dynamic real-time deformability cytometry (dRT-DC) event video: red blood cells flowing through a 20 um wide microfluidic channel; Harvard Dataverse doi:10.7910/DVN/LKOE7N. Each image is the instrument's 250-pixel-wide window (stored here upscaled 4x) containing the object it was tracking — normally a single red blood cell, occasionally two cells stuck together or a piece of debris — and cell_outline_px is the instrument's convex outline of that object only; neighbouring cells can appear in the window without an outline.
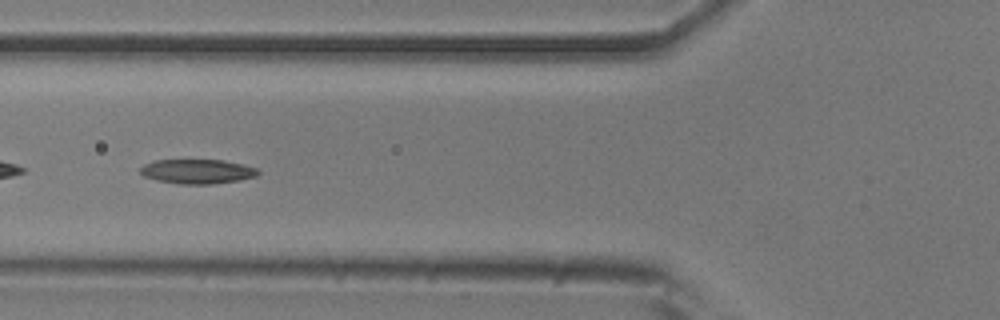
{"species": "common noctule bat (a hibernating species)", "species_latin": "Nyctalus noctula", "temperature_condition": "room temperature", "stored_images_in_passage": 52, "camera_frame_rate_fps": 3000, "um_per_image_px": 0.085, "animal": {"sex": "male", "body_mass_g": 20.5, "forearm_length_mm": 52.5}, "frame": {"image": 1, "passage_image": 19, "time_ms": 6.0, "image_size_px": [1000, 320], "cell_outline_px": [[260, 172], [256, 176], [236, 180], [212, 184], [180, 184], [156, 180], [144, 176], [140, 172], [140, 168], [144, 164], [156, 160], [224, 160], [244, 164], [256, 168]], "centroid_in_image_um": [16.76, 14.57], "position_along_channel_um": 109.0, "area_um2": 16.7}}
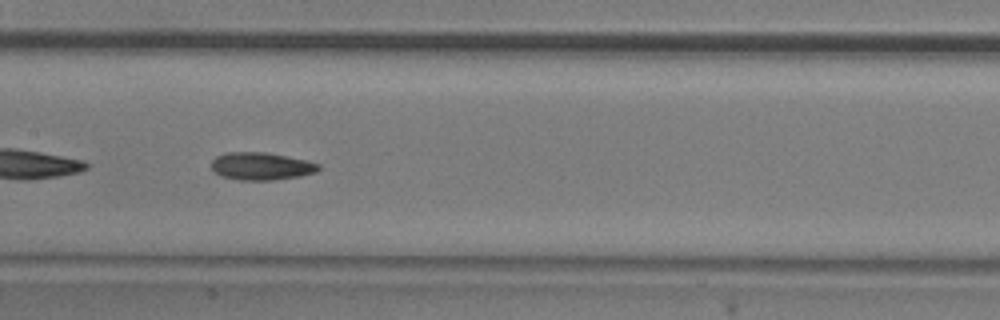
{"frame": {"image": 2, "passage_image": 25, "time_ms": 8.0, "image_size_px": [1000, 320], "cell_outline_px": [[320, 168], [316, 172], [300, 176], [272, 180], [240, 180], [220, 176], [212, 168], [212, 160], [216, 156], [228, 152], [264, 152], [304, 160], [320, 164]], "centroid_in_image_um": [22.18, 14.13], "position_along_channel_um": 185.2, "area_um2": 17.05}}
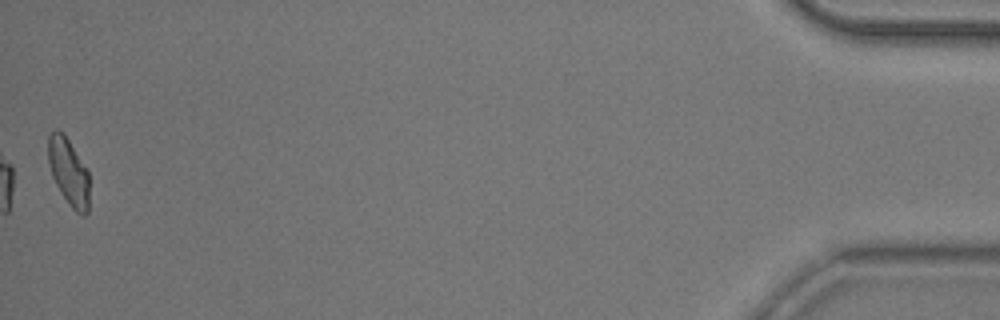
{"frame": {"image": 3, "passage_image": 52, "time_ms": 17.0, "image_size_px": [1000, 320], "cell_outline_px": [[88, 212], [84, 216], [80, 216], [72, 208], [56, 184], [52, 176], [48, 164], [48, 136], [56, 128], [64, 132], [88, 172]], "centroid_in_image_um": [5.82, 14.59], "position_along_channel_um": 429.4, "area_um2": 15.95}, "authors_computed_cell_mechanics": {"area_um2": 16.8198, "velocity_mm_per_s": 3.7886, "shape_relaxation_time_tau1_ms": null, "shape_relaxation_time_tau2_ms": 4.8975, "deformation_change_tau1": null, "deformation_change_tau2": 0.1239}}